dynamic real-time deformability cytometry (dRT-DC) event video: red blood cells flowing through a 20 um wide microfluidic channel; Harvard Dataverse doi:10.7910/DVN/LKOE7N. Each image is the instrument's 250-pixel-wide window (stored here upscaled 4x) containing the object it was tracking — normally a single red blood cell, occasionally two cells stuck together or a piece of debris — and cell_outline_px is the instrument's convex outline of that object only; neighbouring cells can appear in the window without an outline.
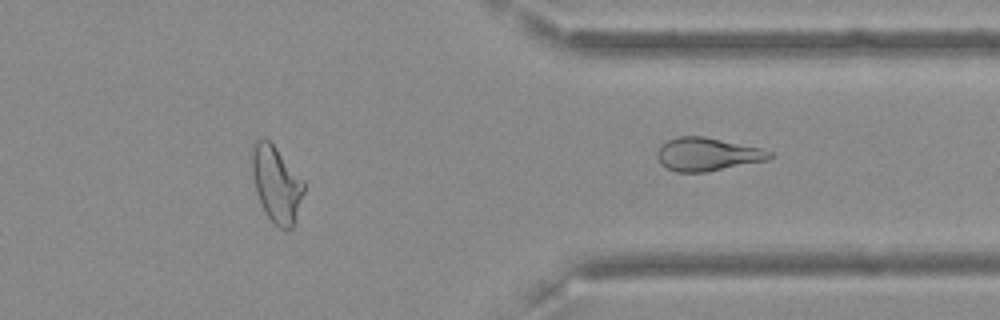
{"species": "Egyptian fruit bat (a non-hibernating species)", "species_latin": "Rousettus aegyptiacus", "temperature_condition": "cold", "stored_images_in_passage": 45, "segment_of_instrument_passage": [2, 2], "camera_frame_rate_fps": 3000, "um_per_image_px": 0.085, "frame": {"image": 1, "passage_image": 45, "time_ms": 14.667, "image_size_px": [1000, 320], "cell_outline_px": [[776, 156], [768, 160], [704, 172], [676, 172], [660, 164], [656, 156], [656, 152], [660, 144], [668, 140], [680, 136], [704, 136], [760, 148], [772, 152]], "centroid_in_image_um": [60.1, 13.11], "position_along_channel_um": 351.3, "area_um2": 21.79}}